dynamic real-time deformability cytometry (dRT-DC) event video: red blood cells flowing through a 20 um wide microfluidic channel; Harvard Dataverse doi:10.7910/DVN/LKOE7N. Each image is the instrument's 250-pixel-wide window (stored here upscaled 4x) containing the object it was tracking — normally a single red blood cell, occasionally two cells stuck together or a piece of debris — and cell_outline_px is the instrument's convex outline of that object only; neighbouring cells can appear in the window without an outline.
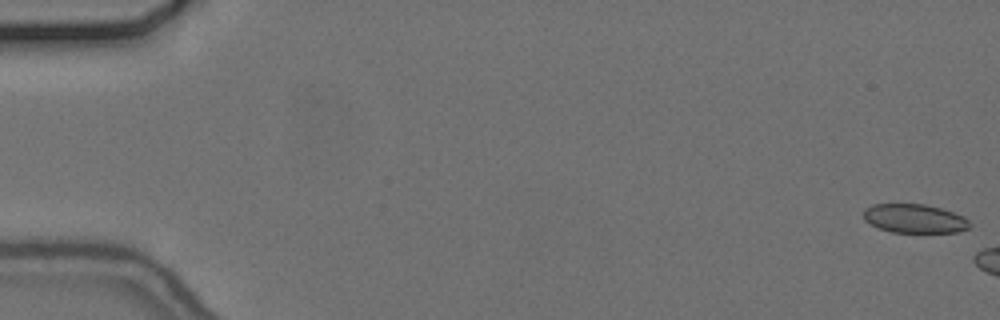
{"species": "common noctule bat (a hibernating species)", "species_latin": "Nyctalus noctula", "temperature_condition": "cold", "stored_images_in_passage": 6, "camera_frame_rate_fps": 3000, "um_per_image_px": 0.085, "animal": {"sex": "female", "body_mass_g": 24.6, "forearm_length_mm": 56.2}, "frame": {"image": 1, "passage_image": 1, "time_ms": 0.0, "image_size_px": [1000, 320], "cell_outline_px": [[972, 224], [968, 228], [960, 232], [892, 232], [880, 228], [864, 220], [864, 208], [872, 204], [924, 204], [940, 208], [964, 216]], "centroid_in_image_um": [77.75, 18.57], "position_along_channel_um": 7.3, "area_um2": 17.8}}